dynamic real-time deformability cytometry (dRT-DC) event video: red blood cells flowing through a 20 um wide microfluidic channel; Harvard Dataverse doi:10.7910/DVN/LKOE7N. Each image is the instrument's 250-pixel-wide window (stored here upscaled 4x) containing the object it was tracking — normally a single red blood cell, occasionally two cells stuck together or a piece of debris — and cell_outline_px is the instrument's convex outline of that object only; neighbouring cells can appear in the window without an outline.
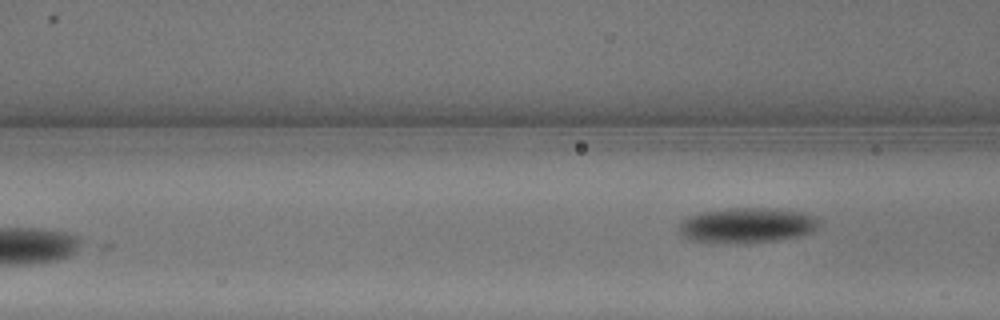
{"species": "common noctule bat (a hibernating species)", "species_latin": "Nyctalus noctula", "temperature_condition": "warm", "stored_images_in_passage": 12, "camera_frame_rate_fps": 3000, "um_per_image_px": 0.085, "animal": {"sex": "male", "body_mass_g": 13.3}, "frame": {"image": 1, "passage_image": 12, "time_ms": 3.667, "image_size_px": [1000, 320], "cell_outline_px": [[820, 224], [812, 232], [800, 236], [780, 240], [688, 240], [680, 236], [680, 224], [688, 216], [696, 212], [728, 208], [768, 208], [800, 212], [820, 216]], "centroid_in_image_um": [63.55, 19.09], "position_along_channel_um": 103.0, "area_um2": 27.92}}